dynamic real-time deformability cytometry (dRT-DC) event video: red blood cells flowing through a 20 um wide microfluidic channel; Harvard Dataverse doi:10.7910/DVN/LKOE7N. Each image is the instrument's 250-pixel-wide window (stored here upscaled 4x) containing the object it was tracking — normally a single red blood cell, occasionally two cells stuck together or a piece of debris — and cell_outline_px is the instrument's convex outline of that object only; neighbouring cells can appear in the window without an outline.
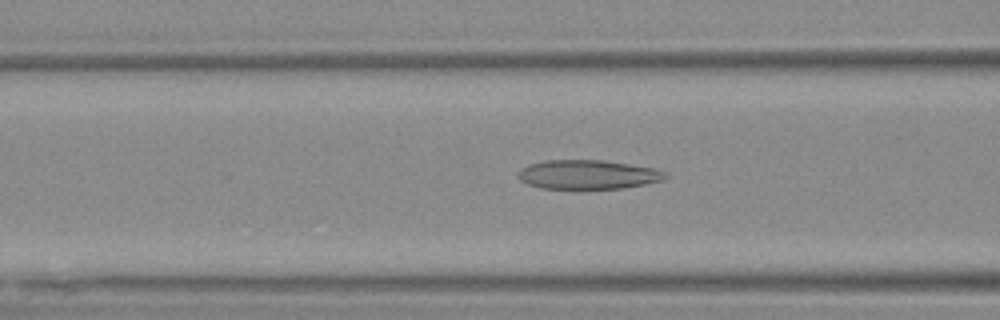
{"species": "Egyptian fruit bat (a non-hibernating species)", "species_latin": "Rousettus aegyptiacus", "temperature_condition": "warm", "stored_images_in_passage": 55, "camera_frame_rate_fps": 3000, "um_per_image_px": 0.085, "animal": {"sex": "female"}, "frame": {"image": 1, "passage_image": 22, "time_ms": 7.0, "image_size_px": [1000, 320], "cell_outline_px": [[668, 176], [664, 180], [644, 184], [620, 188], [540, 188], [528, 184], [520, 180], [516, 176], [516, 172], [532, 164], [544, 160], [604, 160], [652, 168], [664, 172]], "centroid_in_image_um": [49.94, 14.83], "position_along_channel_um": 116.7, "area_um2": 24.68}}
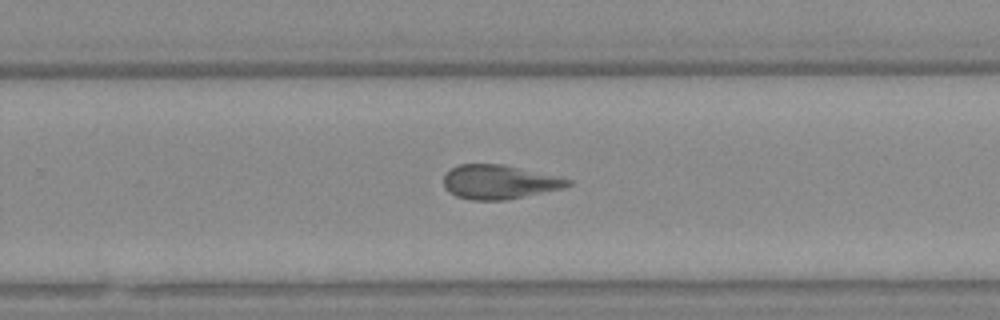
{"frame": {"image": 2, "passage_image": 36, "time_ms": 11.667, "image_size_px": [1000, 320], "cell_outline_px": [[572, 184], [564, 188], [504, 200], [472, 200], [456, 196], [448, 192], [444, 188], [444, 176], [452, 168], [460, 164], [504, 164], [560, 176], [572, 180]], "centroid_in_image_um": [42.46, 15.46], "position_along_channel_um": 287.3, "area_um2": 24.8}}
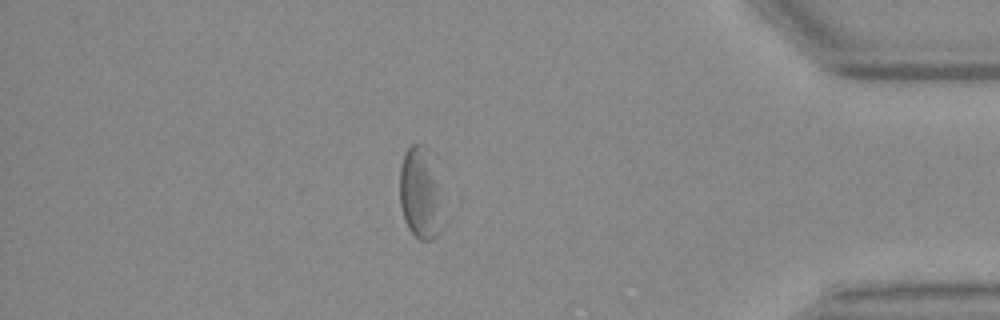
{"frame": {"image": 3, "passage_image": 48, "time_ms": 15.667, "image_size_px": [1000, 320], "cell_outline_px": [[436, 236], [432, 240], [420, 240], [408, 228], [404, 220], [400, 204], [400, 168], [404, 152], [412, 144], [424, 144], [428, 148], [436, 184]], "centroid_in_image_um": [35.58, 16.34], "position_along_channel_um": 399.6, "area_um2": 21.1}, "authors_computed_cell_mechanics": {"area_um2": 25.0852, "velocity_mm_per_s": 3.672, "shape_relaxation_time_tau1_ms": null, "shape_relaxation_time_tau2_ms": 2.2582, "deformation_change_tau1": null, "deformation_change_tau2": 0.1133}}